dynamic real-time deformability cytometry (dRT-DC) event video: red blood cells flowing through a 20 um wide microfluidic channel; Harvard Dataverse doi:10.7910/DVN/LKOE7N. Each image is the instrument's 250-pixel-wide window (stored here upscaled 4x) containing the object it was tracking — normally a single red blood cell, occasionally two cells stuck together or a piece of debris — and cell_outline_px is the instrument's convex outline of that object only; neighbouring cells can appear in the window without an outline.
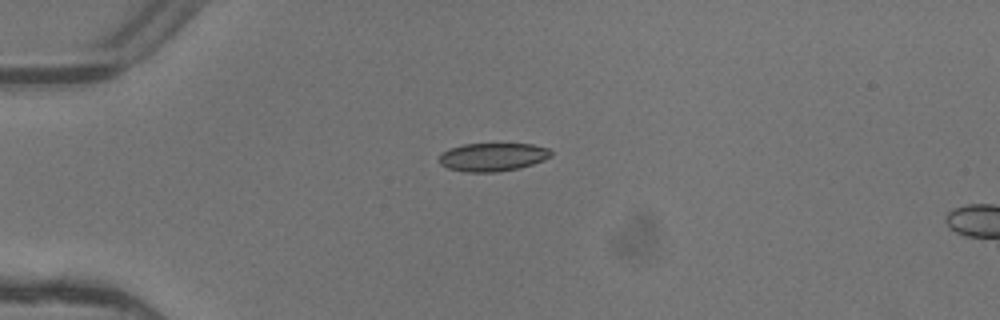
{"species": "common noctule bat (a hibernating species)", "species_latin": "Nyctalus noctula", "temperature_condition": "warm", "stored_images_in_passage": 2, "camera_frame_rate_fps": 3000, "um_per_image_px": 0.085, "animal": {"sex": "female"}, "frame": {"image": 1, "passage_image": 1, "time_ms": 0.0, "image_size_px": [1000, 320], "cell_outline_px": [[552, 156], [544, 160], [520, 168], [496, 172], [464, 172], [448, 168], [440, 164], [440, 156], [448, 148], [464, 144], [532, 144], [548, 148], [552, 152]], "centroid_in_image_um": [41.89, 13.35], "position_along_channel_um": 43.1, "area_um2": 18.44}}